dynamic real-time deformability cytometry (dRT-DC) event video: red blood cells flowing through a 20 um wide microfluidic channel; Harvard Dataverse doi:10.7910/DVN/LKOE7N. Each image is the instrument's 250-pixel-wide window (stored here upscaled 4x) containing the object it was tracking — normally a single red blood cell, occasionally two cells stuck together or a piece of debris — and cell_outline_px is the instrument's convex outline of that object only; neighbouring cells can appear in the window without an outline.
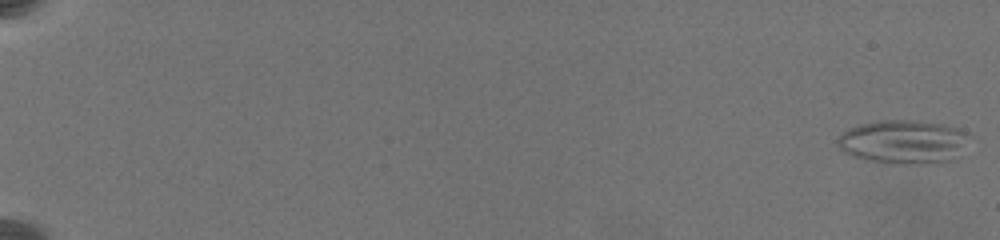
{"species": "common noctule bat (a hibernating species)", "species_latin": "Nyctalus noctula", "temperature_condition": "warm", "stored_images_in_passage": 35, "camera_frame_rate_fps": 3000, "um_per_image_px": 0.085, "animal": {"sex": "female", "body_mass_g": 19.5, "forearm_length_mm": 54.1}, "frame": {"image": 1, "passage_image": 1, "time_ms": 0.0, "image_size_px": [1000, 240], "cell_outline_px": [[972, 136], [944, 160], [904, 164], [896, 164], [868, 160], [844, 152], [840, 148], [836, 140], [840, 132], [848, 128], [860, 124], [880, 120], [908, 120], [944, 124], [968, 132]], "centroid_in_image_um": [76.65, 12.0], "position_along_channel_um": 8.3, "area_um2": 32.48}}
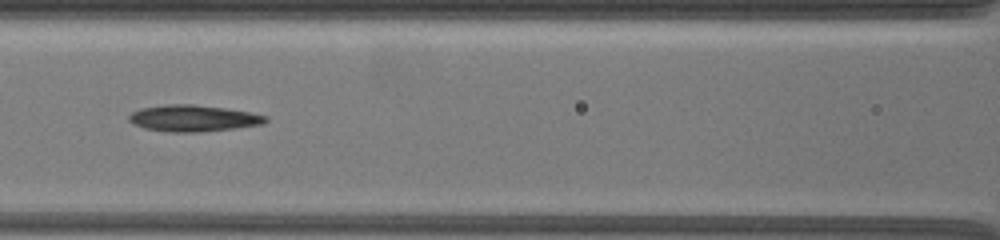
{"frame": {"image": 2, "passage_image": 31, "time_ms": 10.667, "image_size_px": [1000, 240], "cell_outline_px": [[268, 120], [264, 124], [236, 128], [196, 132], [172, 132], [144, 128], [128, 120], [128, 116], [132, 112], [140, 108], [168, 104], [192, 104], [224, 108], [252, 112], [268, 116]], "centroid_in_image_um": [16.46, 10.04], "position_along_channel_um": 150.1, "area_um2": 21.04}}
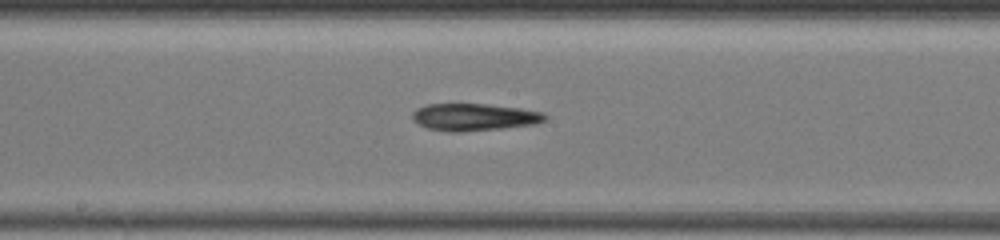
{"frame": {"image": 3, "passage_image": 35, "time_ms": 12.333, "image_size_px": [1000, 240], "cell_outline_px": [[548, 116], [544, 120], [536, 124], [504, 128], [460, 132], [448, 132], [428, 128], [412, 120], [412, 112], [416, 108], [428, 104], [484, 104], [520, 108], [544, 112]], "centroid_in_image_um": [40.3, 9.95], "position_along_channel_um": 207.9, "area_um2": 21.1}}